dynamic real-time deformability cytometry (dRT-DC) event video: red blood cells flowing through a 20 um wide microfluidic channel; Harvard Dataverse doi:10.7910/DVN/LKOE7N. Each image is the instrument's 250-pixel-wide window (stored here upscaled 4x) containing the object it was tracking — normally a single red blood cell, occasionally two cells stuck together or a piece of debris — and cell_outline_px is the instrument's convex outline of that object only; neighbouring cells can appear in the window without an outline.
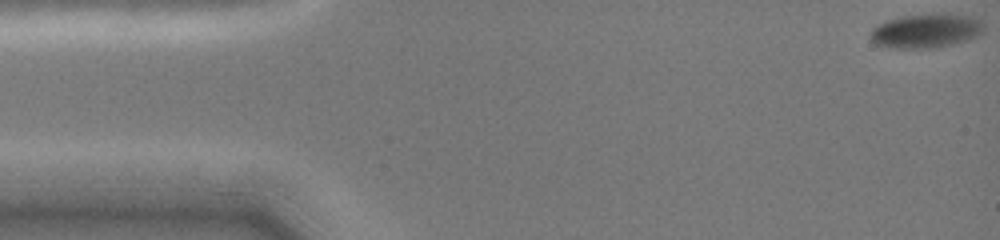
{"species": "common noctule bat (a hibernating species)", "species_latin": "Nyctalus noctula", "temperature_condition": "cold", "stored_images_in_passage": 43, "camera_frame_rate_fps": 3000, "um_per_image_px": 0.085, "animal": {"sex": "female", "body_mass_g": 19.0, "forearm_length_mm": 51.5}, "frame": {"image": 1, "passage_image": 1, "time_ms": 0.0, "image_size_px": [1000, 240], "cell_outline_px": [[984, 32], [980, 36], [968, 40], [936, 48], [888, 48], [876, 44], [872, 40], [872, 28], [880, 24], [892, 20], [908, 16], [968, 16], [980, 20], [984, 24]], "centroid_in_image_um": [78.76, 2.68], "position_along_channel_um": 6.2, "area_um2": 21.68}}
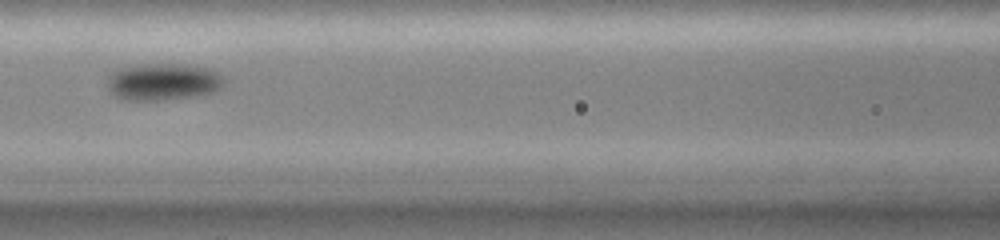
{"frame": {"image": 2, "passage_image": 25, "time_ms": 6.667, "image_size_px": [1000, 240], "cell_outline_px": [[224, 80], [220, 88], [216, 92], [196, 96], [164, 100], [120, 100], [108, 88], [108, 80], [120, 68], [128, 64], [196, 64], [220, 72]], "centroid_in_image_um": [13.92, 6.94], "position_along_channel_um": 152.7, "area_um2": 25.55}}
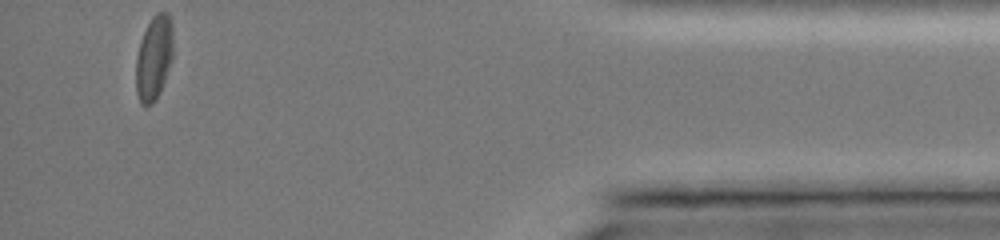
{"frame": {"image": 3, "passage_image": 43, "time_ms": 14.667, "image_size_px": [1000, 240], "cell_outline_px": [[172, 56], [160, 92], [152, 104], [140, 104], [136, 92], [136, 56], [140, 40], [152, 16], [156, 12], [168, 12], [172, 20]], "centroid_in_image_um": [13.07, 4.88], "position_along_channel_um": 422.1, "area_um2": 18.21}}